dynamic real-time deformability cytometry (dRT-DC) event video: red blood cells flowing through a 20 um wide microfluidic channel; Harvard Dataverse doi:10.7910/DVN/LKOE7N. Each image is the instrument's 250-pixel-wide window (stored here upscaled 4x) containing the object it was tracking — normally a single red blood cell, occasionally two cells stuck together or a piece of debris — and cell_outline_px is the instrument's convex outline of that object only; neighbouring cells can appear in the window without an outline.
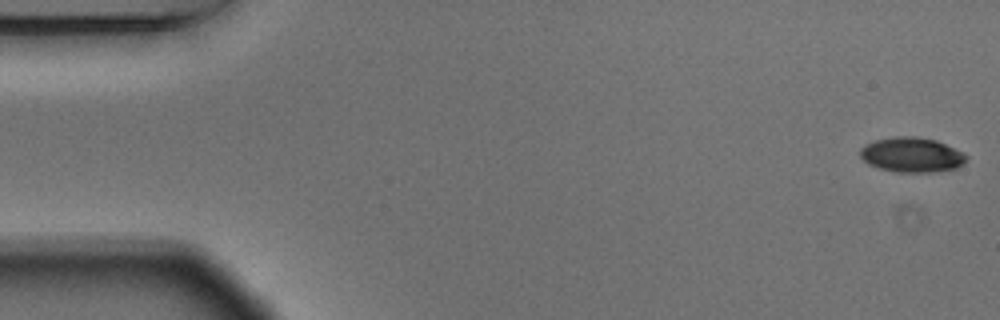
{"species": "Egyptian fruit bat (a non-hibernating species)", "species_latin": "Rousettus aegyptiacus", "temperature_condition": "warm", "stored_images_in_passage": 54, "camera_frame_rate_fps": 3000, "um_per_image_px": 0.085, "animal": {"sex": "male"}, "frame": {"image": 1, "passage_image": 1, "time_ms": 0.0, "image_size_px": [1000, 320], "cell_outline_px": [[968, 160], [956, 168], [932, 172], [896, 172], [880, 168], [868, 164], [860, 156], [860, 148], [864, 144], [876, 140], [892, 136], [916, 136], [936, 140], [964, 152], [968, 156]], "centroid_in_image_um": [77.51, 13.15], "position_along_channel_um": 7.5, "area_um2": 21.73}}
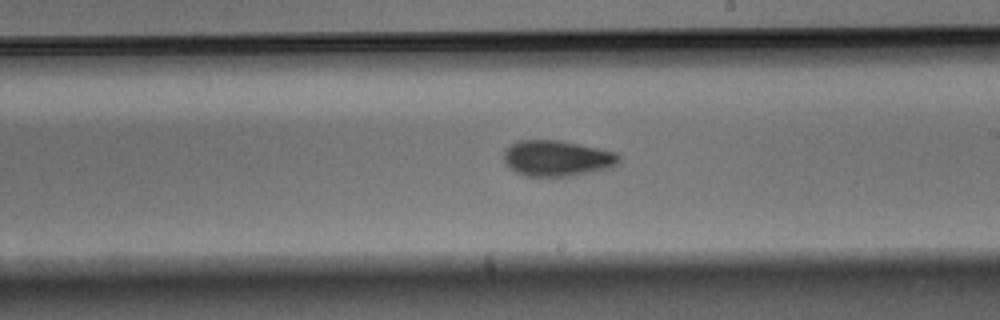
{"frame": {"image": 2, "passage_image": 31, "time_ms": 10.0, "image_size_px": [1000, 320], "cell_outline_px": [[620, 164], [612, 168], [572, 176], [524, 176], [508, 168], [504, 164], [504, 152], [512, 144], [520, 140], [560, 140], [600, 148], [616, 152], [620, 156]], "centroid_in_image_um": [47.39, 13.46], "position_along_channel_um": 241.6, "area_um2": 24.39}}
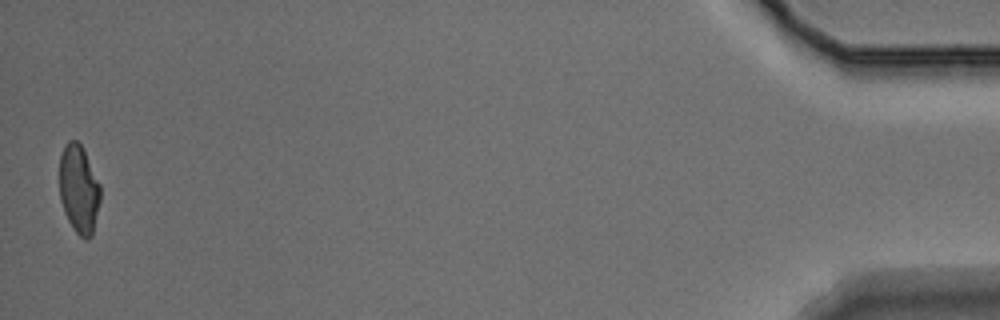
{"frame": {"image": 3, "passage_image": 54, "time_ms": 17.667, "image_size_px": [1000, 320], "cell_outline_px": [[100, 200], [92, 236], [88, 240], [84, 240], [72, 228], [64, 212], [60, 200], [60, 156], [64, 144], [68, 140], [76, 140], [80, 144], [100, 184]], "centroid_in_image_um": [6.69, 16.11], "position_along_channel_um": 428.5, "area_um2": 21.04}, "authors_computed_cell_mechanics": {"area_um2": 22.7443, "velocity_mm_per_s": 3.6761, "shape_relaxation_time_tau1_ms": 2.9629, "shape_relaxation_time_tau2_ms": 4.0104, "deformation_change_tau1": 0.1365, "deformation_change_tau2": 0.0872}}